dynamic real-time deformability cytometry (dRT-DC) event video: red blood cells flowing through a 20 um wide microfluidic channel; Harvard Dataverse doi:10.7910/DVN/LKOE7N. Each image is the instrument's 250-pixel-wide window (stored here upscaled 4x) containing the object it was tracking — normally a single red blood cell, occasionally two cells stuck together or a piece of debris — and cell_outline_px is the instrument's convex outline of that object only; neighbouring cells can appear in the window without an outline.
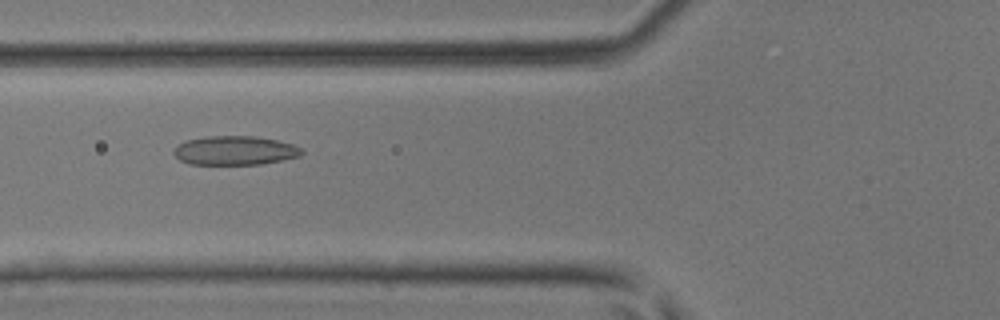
{"species": "common noctule bat (a hibernating species)", "species_latin": "Nyctalus noctula", "temperature_condition": "room temperature", "stored_images_in_passage": 37, "camera_frame_rate_fps": 3000, "um_per_image_px": 0.085, "animal": {"sex": "male", "body_mass_g": 17.9, "forearm_length_mm": 54.2}, "frame": {"image": 1, "passage_image": 19, "time_ms": 6.0, "image_size_px": [1000, 320], "cell_outline_px": [[304, 152], [300, 156], [260, 164], [188, 164], [180, 160], [172, 152], [184, 140], [208, 136], [256, 136], [276, 140], [292, 144], [300, 148]], "centroid_in_image_um": [19.95, 12.79], "position_along_channel_um": 105.9, "area_um2": 21.5}}
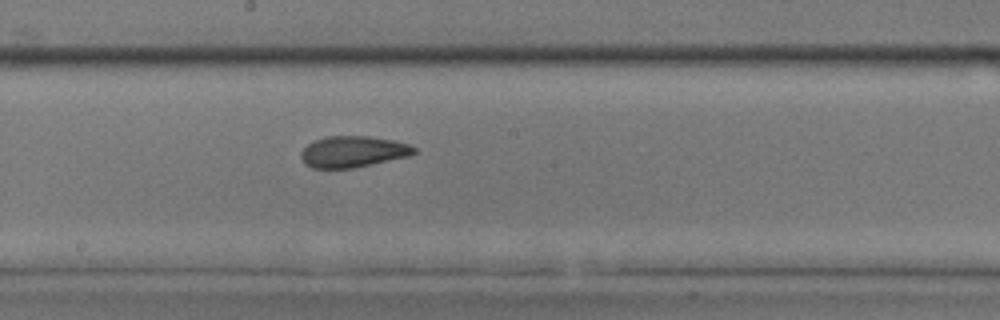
{"frame": {"image": 2, "passage_image": 27, "time_ms": 8.667, "image_size_px": [1000, 320], "cell_outline_px": [[416, 152], [412, 156], [352, 168], [312, 168], [304, 164], [300, 156], [300, 152], [312, 140], [328, 136], [368, 136], [392, 140], [408, 144], [416, 148]], "centroid_in_image_um": [29.99, 12.89], "position_along_channel_um": 218.2, "area_um2": 20.75}}
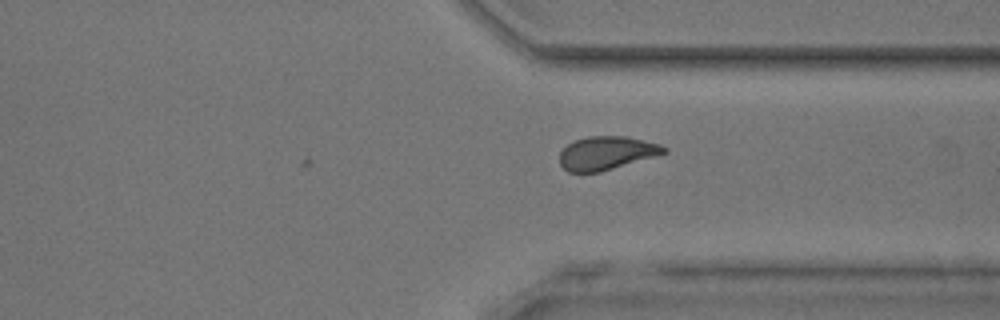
{"frame": {"image": 3, "passage_image": 37, "time_ms": 12.0, "image_size_px": [1000, 320], "cell_outline_px": [[668, 152], [656, 156], [600, 172], [568, 172], [560, 164], [560, 152], [568, 144], [576, 140], [588, 136], [624, 136], [660, 144], [668, 148]], "centroid_in_image_um": [51.57, 13.01], "position_along_channel_um": 359.8, "area_um2": 20.23}}